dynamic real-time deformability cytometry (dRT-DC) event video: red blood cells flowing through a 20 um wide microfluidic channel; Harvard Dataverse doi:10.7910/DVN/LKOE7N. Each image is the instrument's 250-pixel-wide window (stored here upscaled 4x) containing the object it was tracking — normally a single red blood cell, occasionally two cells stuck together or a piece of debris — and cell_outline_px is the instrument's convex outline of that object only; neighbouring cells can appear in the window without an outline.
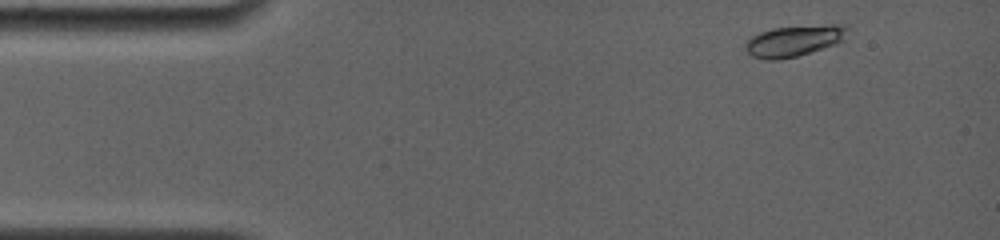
{"species": "common noctule bat (a hibernating species)", "species_latin": "Nyctalus noctula", "temperature_condition": "room temperature", "stored_images_in_passage": 3, "camera_frame_rate_fps": 4000, "um_per_image_px": 0.085, "animal": {"sex": "female", "body_mass_g": 19.0, "forearm_length_mm": 56.7}, "frame": {"image": 1, "passage_image": 1, "time_ms": 0.0, "image_size_px": [1000, 240], "cell_outline_px": [[848, 28], [844, 40], [836, 44], [796, 56], [780, 60], [768, 60], [752, 56], [744, 48], [744, 44], [752, 36], [760, 32], [772, 28], [828, 24], [848, 24]], "centroid_in_image_um": [67.51, 3.46], "position_along_channel_um": 17.5, "area_um2": 18.61}}